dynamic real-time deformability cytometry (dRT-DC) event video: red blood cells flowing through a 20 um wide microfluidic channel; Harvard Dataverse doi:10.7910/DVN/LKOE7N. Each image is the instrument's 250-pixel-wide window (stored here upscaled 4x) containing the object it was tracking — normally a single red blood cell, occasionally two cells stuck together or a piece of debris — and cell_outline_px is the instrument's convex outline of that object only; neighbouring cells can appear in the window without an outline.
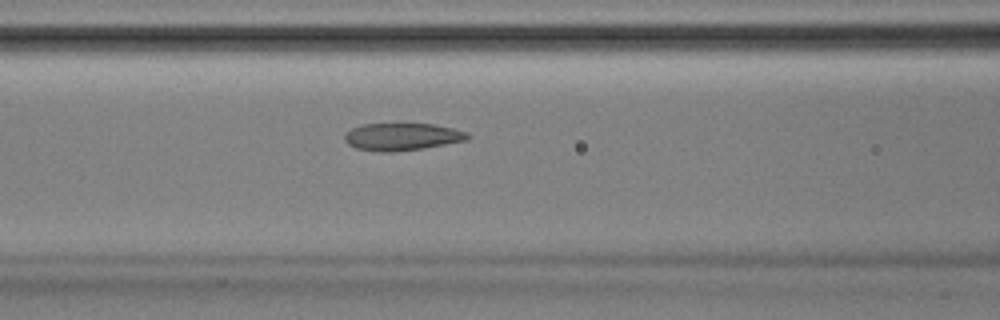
{"species": "Egyptian fruit bat (a non-hibernating species)", "species_latin": "Rousettus aegyptiacus", "temperature_condition": "room temperature", "stored_images_in_passage": 52, "camera_frame_rate_fps": 3000, "um_per_image_px": 0.085, "animal": {"sex": "male"}, "frame": {"image": 1, "passage_image": 22, "time_ms": 7.0, "image_size_px": [1000, 320], "cell_outline_px": [[472, 136], [468, 140], [424, 148], [396, 152], [376, 152], [356, 148], [348, 144], [344, 140], [344, 132], [360, 124], [432, 124], [452, 128], [468, 132]], "centroid_in_image_um": [34.16, 11.63], "position_along_channel_um": 132.4, "area_um2": 19.88}}
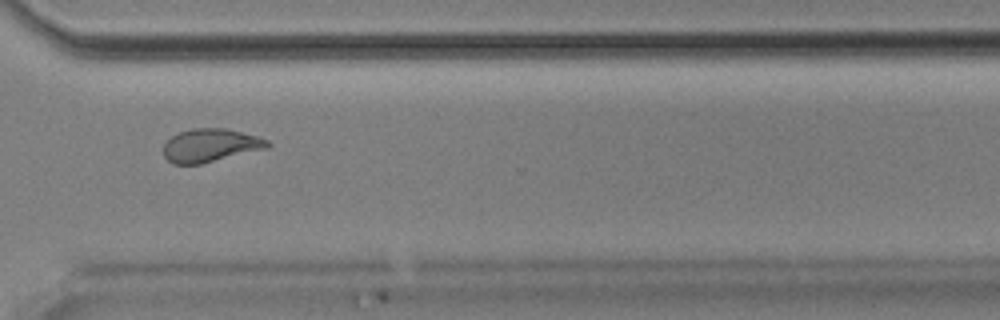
{"frame": {"image": 2, "passage_image": 39, "time_ms": 12.667, "image_size_px": [1000, 320], "cell_outline_px": [[272, 144], [268, 148], [200, 164], [172, 164], [164, 156], [164, 144], [172, 136], [180, 132], [192, 128], [224, 128], [256, 136], [268, 140]], "centroid_in_image_um": [17.88, 12.36], "position_along_channel_um": 352.7, "area_um2": 20.0}}
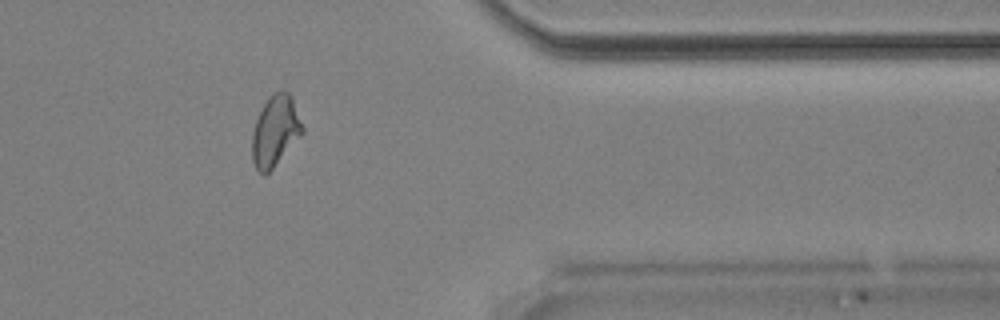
{"frame": {"image": 3, "passage_image": 43, "time_ms": 14.0, "image_size_px": [1000, 320], "cell_outline_px": [[304, 132], [272, 168], [264, 176], [256, 168], [252, 160], [252, 132], [256, 120], [264, 104], [276, 92], [288, 92], [292, 96], [304, 128]], "centroid_in_image_um": [23.4, 11.15], "position_along_channel_um": 388.0, "area_um2": 20.29}, "authors_computed_cell_mechanics": {"area_um2": 20.8658, "velocity_mm_per_s": 3.891, "shape_relaxation_time_tau1_ms": 11.3468, "shape_relaxation_time_tau2_ms": 1.5022, "deformation_change_tau1": 0.2572, "deformation_change_tau2": 0.0738}}